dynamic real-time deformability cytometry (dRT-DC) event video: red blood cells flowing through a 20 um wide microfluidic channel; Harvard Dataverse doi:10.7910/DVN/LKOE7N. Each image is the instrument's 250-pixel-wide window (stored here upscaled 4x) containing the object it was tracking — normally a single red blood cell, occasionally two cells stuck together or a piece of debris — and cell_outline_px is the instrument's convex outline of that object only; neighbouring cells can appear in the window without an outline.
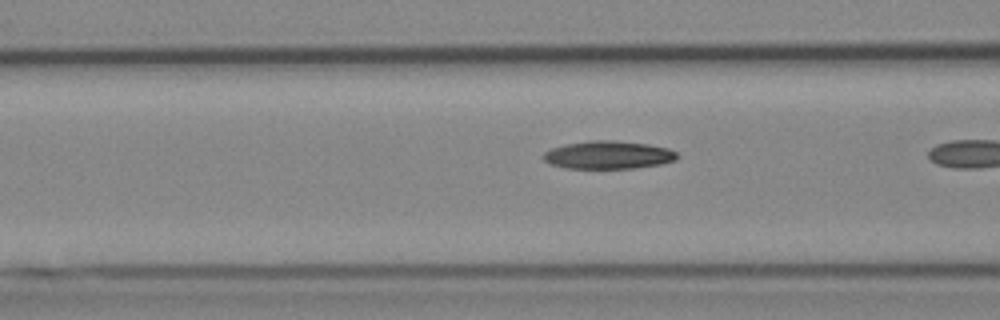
{"species": "Egyptian fruit bat (a non-hibernating species)", "species_latin": "Rousettus aegyptiacus", "temperature_condition": "cold", "stored_images_in_passage": 9, "camera_frame_rate_fps": 3000, "um_per_image_px": 0.085, "animal": {"sex": "female"}, "frame": {"image": 1, "passage_image": 7, "time_ms": 8.0, "image_size_px": [1000, 320], "cell_outline_px": [[680, 156], [676, 160], [660, 164], [636, 168], [564, 168], [548, 164], [540, 156], [544, 152], [552, 148], [564, 144], [592, 140], [612, 140], [648, 144], [668, 148], [676, 152]], "centroid_in_image_um": [51.68, 13.17], "position_along_channel_um": 114.9, "area_um2": 22.02}}